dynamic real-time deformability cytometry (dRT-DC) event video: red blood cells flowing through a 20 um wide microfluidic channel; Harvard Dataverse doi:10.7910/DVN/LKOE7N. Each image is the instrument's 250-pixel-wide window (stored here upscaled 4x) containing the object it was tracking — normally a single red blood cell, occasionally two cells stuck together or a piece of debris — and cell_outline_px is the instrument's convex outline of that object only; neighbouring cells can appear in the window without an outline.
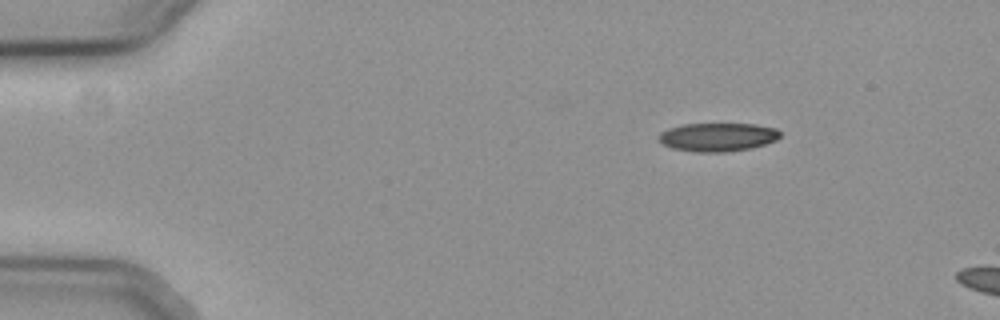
{"species": "common noctule bat (a hibernating species)", "species_latin": "Nyctalus noctula", "temperature_condition": "cold", "stored_images_in_passage": 7, "camera_frame_rate_fps": 3000, "um_per_image_px": 0.085, "animal": {"sex": "female", "body_mass_g": 19.3, "forearm_length_mm": 54.1}, "frame": {"image": 1, "passage_image": 1, "time_ms": 0.0, "image_size_px": [1000, 320], "cell_outline_px": [[780, 136], [776, 140], [764, 144], [748, 148], [728, 152], [696, 152], [672, 148], [660, 144], [656, 140], [660, 132], [668, 128], [684, 124], [756, 124], [776, 128], [780, 132]], "centroid_in_image_um": [60.94, 11.65], "position_along_channel_um": 24.1, "area_um2": 20.29}}